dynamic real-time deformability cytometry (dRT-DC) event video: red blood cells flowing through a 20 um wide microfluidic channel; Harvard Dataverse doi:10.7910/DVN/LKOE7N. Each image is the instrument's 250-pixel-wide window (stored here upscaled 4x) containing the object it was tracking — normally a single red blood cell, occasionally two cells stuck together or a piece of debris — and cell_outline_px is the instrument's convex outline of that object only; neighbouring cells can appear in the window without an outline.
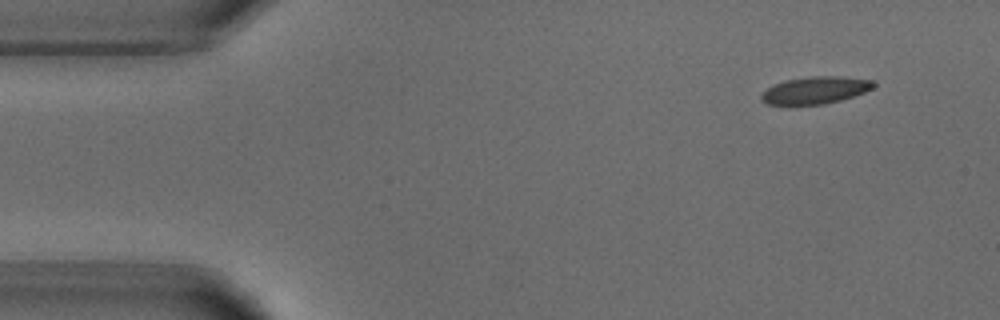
{"species": "common noctule bat (a hibernating species)", "species_latin": "Nyctalus noctula", "temperature_condition": "warm", "stored_images_in_passage": 3, "camera_frame_rate_fps": 3000, "um_per_image_px": 0.085, "animal": {"sex": "male", "body_mass_g": 18.8}, "frame": {"image": 1, "passage_image": 3, "time_ms": 2.667, "image_size_px": [1000, 320], "cell_outline_px": [[876, 84], [872, 88], [864, 92], [840, 100], [824, 104], [768, 104], [760, 100], [760, 96], [772, 84], [788, 80], [812, 76], [840, 76], [872, 80]], "centroid_in_image_um": [69.3, 7.66], "position_along_channel_um": 15.7, "area_um2": 17.51}}